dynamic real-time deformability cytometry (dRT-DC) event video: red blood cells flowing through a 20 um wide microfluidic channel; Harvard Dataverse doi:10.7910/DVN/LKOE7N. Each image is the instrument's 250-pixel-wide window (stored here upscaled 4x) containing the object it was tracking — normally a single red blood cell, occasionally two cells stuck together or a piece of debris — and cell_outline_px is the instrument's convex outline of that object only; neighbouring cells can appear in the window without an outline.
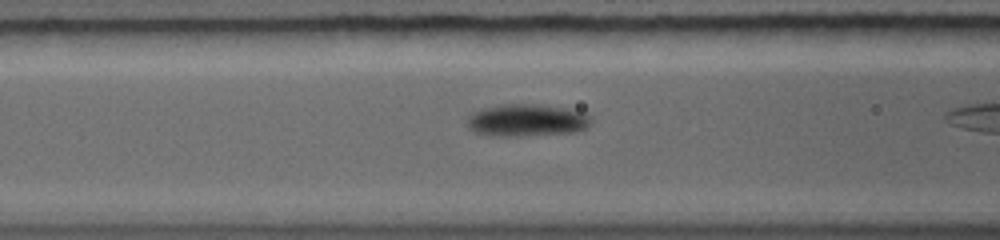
{"species": "common noctule bat (a hibernating species)", "species_latin": "Nyctalus noctula", "temperature_condition": "warm", "stored_images_in_passage": 8, "camera_frame_rate_fps": 5000, "um_per_image_px": 0.085, "animal": {"sex": "female", "body_mass_g": 19.0, "forearm_length_mm": 56.7}, "frame": {"image": 1, "passage_image": 7, "time_ms": 2.2, "image_size_px": [1000, 240], "cell_outline_px": [[592, 120], [584, 128], [576, 132], [520, 136], [488, 136], [472, 132], [468, 128], [468, 116], [472, 112], [480, 108], [500, 104], [532, 104], [560, 108], [580, 112], [588, 116]], "centroid_in_image_um": [44.65, 10.24], "position_along_channel_um": 121.9, "area_um2": 23.24}}